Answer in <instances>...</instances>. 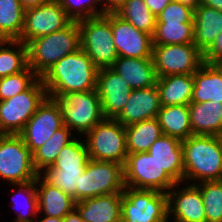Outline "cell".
<instances>
[{"instance_id":"obj_1","label":"cell","mask_w":222,"mask_h":222,"mask_svg":"<svg viewBox=\"0 0 222 222\" xmlns=\"http://www.w3.org/2000/svg\"><path fill=\"white\" fill-rule=\"evenodd\" d=\"M99 69L80 48L64 56L41 77L48 97L60 98L65 93L95 90Z\"/></svg>"},{"instance_id":"obj_2","label":"cell","mask_w":222,"mask_h":222,"mask_svg":"<svg viewBox=\"0 0 222 222\" xmlns=\"http://www.w3.org/2000/svg\"><path fill=\"white\" fill-rule=\"evenodd\" d=\"M184 181L198 183L222 178V143L219 136L191 135L182 141Z\"/></svg>"},{"instance_id":"obj_3","label":"cell","mask_w":222,"mask_h":222,"mask_svg":"<svg viewBox=\"0 0 222 222\" xmlns=\"http://www.w3.org/2000/svg\"><path fill=\"white\" fill-rule=\"evenodd\" d=\"M28 66L41 78L64 56L81 48L80 28L73 21L64 29L37 37L27 44Z\"/></svg>"},{"instance_id":"obj_4","label":"cell","mask_w":222,"mask_h":222,"mask_svg":"<svg viewBox=\"0 0 222 222\" xmlns=\"http://www.w3.org/2000/svg\"><path fill=\"white\" fill-rule=\"evenodd\" d=\"M80 28L81 49L98 68H110L119 57L113 41L111 13L77 21Z\"/></svg>"},{"instance_id":"obj_5","label":"cell","mask_w":222,"mask_h":222,"mask_svg":"<svg viewBox=\"0 0 222 222\" xmlns=\"http://www.w3.org/2000/svg\"><path fill=\"white\" fill-rule=\"evenodd\" d=\"M86 136L90 159L125 165L128 156L125 126L116 119L104 118Z\"/></svg>"},{"instance_id":"obj_6","label":"cell","mask_w":222,"mask_h":222,"mask_svg":"<svg viewBox=\"0 0 222 222\" xmlns=\"http://www.w3.org/2000/svg\"><path fill=\"white\" fill-rule=\"evenodd\" d=\"M47 97V90L38 78L26 91L0 101V134L19 135Z\"/></svg>"},{"instance_id":"obj_7","label":"cell","mask_w":222,"mask_h":222,"mask_svg":"<svg viewBox=\"0 0 222 222\" xmlns=\"http://www.w3.org/2000/svg\"><path fill=\"white\" fill-rule=\"evenodd\" d=\"M58 102L64 125L72 131L86 134L105 117L97 90L65 93Z\"/></svg>"},{"instance_id":"obj_8","label":"cell","mask_w":222,"mask_h":222,"mask_svg":"<svg viewBox=\"0 0 222 222\" xmlns=\"http://www.w3.org/2000/svg\"><path fill=\"white\" fill-rule=\"evenodd\" d=\"M33 153L20 135L0 134V178L14 184L36 180Z\"/></svg>"},{"instance_id":"obj_9","label":"cell","mask_w":222,"mask_h":222,"mask_svg":"<svg viewBox=\"0 0 222 222\" xmlns=\"http://www.w3.org/2000/svg\"><path fill=\"white\" fill-rule=\"evenodd\" d=\"M167 193L125 186L121 222H168Z\"/></svg>"},{"instance_id":"obj_10","label":"cell","mask_w":222,"mask_h":222,"mask_svg":"<svg viewBox=\"0 0 222 222\" xmlns=\"http://www.w3.org/2000/svg\"><path fill=\"white\" fill-rule=\"evenodd\" d=\"M124 188L123 165L89 159L85 171L80 175L76 202L100 195L123 192Z\"/></svg>"},{"instance_id":"obj_11","label":"cell","mask_w":222,"mask_h":222,"mask_svg":"<svg viewBox=\"0 0 222 222\" xmlns=\"http://www.w3.org/2000/svg\"><path fill=\"white\" fill-rule=\"evenodd\" d=\"M152 60L157 77L193 74L204 63L203 53L194 43L153 44Z\"/></svg>"},{"instance_id":"obj_12","label":"cell","mask_w":222,"mask_h":222,"mask_svg":"<svg viewBox=\"0 0 222 222\" xmlns=\"http://www.w3.org/2000/svg\"><path fill=\"white\" fill-rule=\"evenodd\" d=\"M123 171L124 185L135 189L167 193L176 184L147 152L128 154Z\"/></svg>"},{"instance_id":"obj_13","label":"cell","mask_w":222,"mask_h":222,"mask_svg":"<svg viewBox=\"0 0 222 222\" xmlns=\"http://www.w3.org/2000/svg\"><path fill=\"white\" fill-rule=\"evenodd\" d=\"M72 22L59 1L51 0L40 6L25 9L22 33L18 40L27 44L37 37L60 31Z\"/></svg>"},{"instance_id":"obj_14","label":"cell","mask_w":222,"mask_h":222,"mask_svg":"<svg viewBox=\"0 0 222 222\" xmlns=\"http://www.w3.org/2000/svg\"><path fill=\"white\" fill-rule=\"evenodd\" d=\"M64 126L62 112L55 99L47 97L19 134L34 153Z\"/></svg>"},{"instance_id":"obj_15","label":"cell","mask_w":222,"mask_h":222,"mask_svg":"<svg viewBox=\"0 0 222 222\" xmlns=\"http://www.w3.org/2000/svg\"><path fill=\"white\" fill-rule=\"evenodd\" d=\"M113 41L119 57H152L153 37L136 29L116 13H111Z\"/></svg>"},{"instance_id":"obj_16","label":"cell","mask_w":222,"mask_h":222,"mask_svg":"<svg viewBox=\"0 0 222 222\" xmlns=\"http://www.w3.org/2000/svg\"><path fill=\"white\" fill-rule=\"evenodd\" d=\"M96 90L104 117L112 119L122 112L132 91L125 79L111 67L99 69Z\"/></svg>"},{"instance_id":"obj_17","label":"cell","mask_w":222,"mask_h":222,"mask_svg":"<svg viewBox=\"0 0 222 222\" xmlns=\"http://www.w3.org/2000/svg\"><path fill=\"white\" fill-rule=\"evenodd\" d=\"M180 183H176L167 192L168 217L174 215L173 222H206V213L200 189L195 184L174 190Z\"/></svg>"},{"instance_id":"obj_18","label":"cell","mask_w":222,"mask_h":222,"mask_svg":"<svg viewBox=\"0 0 222 222\" xmlns=\"http://www.w3.org/2000/svg\"><path fill=\"white\" fill-rule=\"evenodd\" d=\"M161 104L156 86L132 90L127 104L115 118L122 126L157 118Z\"/></svg>"},{"instance_id":"obj_19","label":"cell","mask_w":222,"mask_h":222,"mask_svg":"<svg viewBox=\"0 0 222 222\" xmlns=\"http://www.w3.org/2000/svg\"><path fill=\"white\" fill-rule=\"evenodd\" d=\"M147 153L176 183L184 182L182 141L163 134L151 145Z\"/></svg>"},{"instance_id":"obj_20","label":"cell","mask_w":222,"mask_h":222,"mask_svg":"<svg viewBox=\"0 0 222 222\" xmlns=\"http://www.w3.org/2000/svg\"><path fill=\"white\" fill-rule=\"evenodd\" d=\"M75 208L85 222H121L122 192L83 199Z\"/></svg>"},{"instance_id":"obj_21","label":"cell","mask_w":222,"mask_h":222,"mask_svg":"<svg viewBox=\"0 0 222 222\" xmlns=\"http://www.w3.org/2000/svg\"><path fill=\"white\" fill-rule=\"evenodd\" d=\"M111 68L125 79L132 90L156 86L158 77L152 57H118Z\"/></svg>"},{"instance_id":"obj_22","label":"cell","mask_w":222,"mask_h":222,"mask_svg":"<svg viewBox=\"0 0 222 222\" xmlns=\"http://www.w3.org/2000/svg\"><path fill=\"white\" fill-rule=\"evenodd\" d=\"M194 85L191 103H222V70L217 64L203 63L193 73Z\"/></svg>"},{"instance_id":"obj_23","label":"cell","mask_w":222,"mask_h":222,"mask_svg":"<svg viewBox=\"0 0 222 222\" xmlns=\"http://www.w3.org/2000/svg\"><path fill=\"white\" fill-rule=\"evenodd\" d=\"M42 175L39 174L36 178L39 213L43 211L44 216L63 219L75 208V201L58 187L48 183Z\"/></svg>"},{"instance_id":"obj_24","label":"cell","mask_w":222,"mask_h":222,"mask_svg":"<svg viewBox=\"0 0 222 222\" xmlns=\"http://www.w3.org/2000/svg\"><path fill=\"white\" fill-rule=\"evenodd\" d=\"M222 32V12L200 4L194 10V44L204 54Z\"/></svg>"},{"instance_id":"obj_25","label":"cell","mask_w":222,"mask_h":222,"mask_svg":"<svg viewBox=\"0 0 222 222\" xmlns=\"http://www.w3.org/2000/svg\"><path fill=\"white\" fill-rule=\"evenodd\" d=\"M188 107L193 135L219 136L222 133V103H190Z\"/></svg>"},{"instance_id":"obj_26","label":"cell","mask_w":222,"mask_h":222,"mask_svg":"<svg viewBox=\"0 0 222 222\" xmlns=\"http://www.w3.org/2000/svg\"><path fill=\"white\" fill-rule=\"evenodd\" d=\"M193 74H176L158 77L156 87L161 106L189 105L191 103Z\"/></svg>"},{"instance_id":"obj_27","label":"cell","mask_w":222,"mask_h":222,"mask_svg":"<svg viewBox=\"0 0 222 222\" xmlns=\"http://www.w3.org/2000/svg\"><path fill=\"white\" fill-rule=\"evenodd\" d=\"M157 119L164 135L177 138L180 141L193 135L188 105L161 106Z\"/></svg>"},{"instance_id":"obj_28","label":"cell","mask_w":222,"mask_h":222,"mask_svg":"<svg viewBox=\"0 0 222 222\" xmlns=\"http://www.w3.org/2000/svg\"><path fill=\"white\" fill-rule=\"evenodd\" d=\"M128 154L147 152L163 133L158 119L135 122L125 126Z\"/></svg>"},{"instance_id":"obj_29","label":"cell","mask_w":222,"mask_h":222,"mask_svg":"<svg viewBox=\"0 0 222 222\" xmlns=\"http://www.w3.org/2000/svg\"><path fill=\"white\" fill-rule=\"evenodd\" d=\"M25 8L19 0H0V40H18L24 24Z\"/></svg>"},{"instance_id":"obj_30","label":"cell","mask_w":222,"mask_h":222,"mask_svg":"<svg viewBox=\"0 0 222 222\" xmlns=\"http://www.w3.org/2000/svg\"><path fill=\"white\" fill-rule=\"evenodd\" d=\"M72 132L64 125L33 153V162L38 174H41L43 169L52 166L60 151L75 139V137H70L73 134Z\"/></svg>"},{"instance_id":"obj_31","label":"cell","mask_w":222,"mask_h":222,"mask_svg":"<svg viewBox=\"0 0 222 222\" xmlns=\"http://www.w3.org/2000/svg\"><path fill=\"white\" fill-rule=\"evenodd\" d=\"M15 46L18 48L15 49ZM27 67L26 44L20 40H0V78L20 73Z\"/></svg>"},{"instance_id":"obj_32","label":"cell","mask_w":222,"mask_h":222,"mask_svg":"<svg viewBox=\"0 0 222 222\" xmlns=\"http://www.w3.org/2000/svg\"><path fill=\"white\" fill-rule=\"evenodd\" d=\"M115 13L132 24L136 29L153 37L157 20L144 0H126Z\"/></svg>"},{"instance_id":"obj_33","label":"cell","mask_w":222,"mask_h":222,"mask_svg":"<svg viewBox=\"0 0 222 222\" xmlns=\"http://www.w3.org/2000/svg\"><path fill=\"white\" fill-rule=\"evenodd\" d=\"M194 43V23H156L153 44Z\"/></svg>"},{"instance_id":"obj_34","label":"cell","mask_w":222,"mask_h":222,"mask_svg":"<svg viewBox=\"0 0 222 222\" xmlns=\"http://www.w3.org/2000/svg\"><path fill=\"white\" fill-rule=\"evenodd\" d=\"M86 167L78 168H46L43 178L53 186L70 195L76 202V191L79 189L80 175Z\"/></svg>"},{"instance_id":"obj_35","label":"cell","mask_w":222,"mask_h":222,"mask_svg":"<svg viewBox=\"0 0 222 222\" xmlns=\"http://www.w3.org/2000/svg\"><path fill=\"white\" fill-rule=\"evenodd\" d=\"M193 184L200 189L206 222H222V182L218 180Z\"/></svg>"},{"instance_id":"obj_36","label":"cell","mask_w":222,"mask_h":222,"mask_svg":"<svg viewBox=\"0 0 222 222\" xmlns=\"http://www.w3.org/2000/svg\"><path fill=\"white\" fill-rule=\"evenodd\" d=\"M82 139H74L58 154L55 162L48 168H78L86 167L89 154L86 143Z\"/></svg>"},{"instance_id":"obj_37","label":"cell","mask_w":222,"mask_h":222,"mask_svg":"<svg viewBox=\"0 0 222 222\" xmlns=\"http://www.w3.org/2000/svg\"><path fill=\"white\" fill-rule=\"evenodd\" d=\"M38 78L29 66L20 73L0 78V101L26 91Z\"/></svg>"},{"instance_id":"obj_38","label":"cell","mask_w":222,"mask_h":222,"mask_svg":"<svg viewBox=\"0 0 222 222\" xmlns=\"http://www.w3.org/2000/svg\"><path fill=\"white\" fill-rule=\"evenodd\" d=\"M17 186L19 187L17 190L18 192L13 195L12 199L14 197L17 198L21 194L23 195L25 193V206L28 208V210H25V212L23 210H20L19 212L17 211V218L14 219V222H34L32 216L37 218V215L39 214L36 180L24 184H17ZM15 200L13 199V205L15 206V209H18L19 205H17L18 203Z\"/></svg>"},{"instance_id":"obj_39","label":"cell","mask_w":222,"mask_h":222,"mask_svg":"<svg viewBox=\"0 0 222 222\" xmlns=\"http://www.w3.org/2000/svg\"><path fill=\"white\" fill-rule=\"evenodd\" d=\"M61 7L73 21L104 16L103 8L97 10L100 0H58Z\"/></svg>"},{"instance_id":"obj_40","label":"cell","mask_w":222,"mask_h":222,"mask_svg":"<svg viewBox=\"0 0 222 222\" xmlns=\"http://www.w3.org/2000/svg\"><path fill=\"white\" fill-rule=\"evenodd\" d=\"M156 23H194V9L171 1L156 17Z\"/></svg>"},{"instance_id":"obj_41","label":"cell","mask_w":222,"mask_h":222,"mask_svg":"<svg viewBox=\"0 0 222 222\" xmlns=\"http://www.w3.org/2000/svg\"><path fill=\"white\" fill-rule=\"evenodd\" d=\"M205 63L217 64L222 60V32L216 37L212 46L203 54Z\"/></svg>"},{"instance_id":"obj_42","label":"cell","mask_w":222,"mask_h":222,"mask_svg":"<svg viewBox=\"0 0 222 222\" xmlns=\"http://www.w3.org/2000/svg\"><path fill=\"white\" fill-rule=\"evenodd\" d=\"M172 0H144L151 12L157 17Z\"/></svg>"},{"instance_id":"obj_43","label":"cell","mask_w":222,"mask_h":222,"mask_svg":"<svg viewBox=\"0 0 222 222\" xmlns=\"http://www.w3.org/2000/svg\"><path fill=\"white\" fill-rule=\"evenodd\" d=\"M103 3L105 13H115L125 3L126 0H100Z\"/></svg>"},{"instance_id":"obj_44","label":"cell","mask_w":222,"mask_h":222,"mask_svg":"<svg viewBox=\"0 0 222 222\" xmlns=\"http://www.w3.org/2000/svg\"><path fill=\"white\" fill-rule=\"evenodd\" d=\"M63 220L64 222H85L76 208L69 212Z\"/></svg>"},{"instance_id":"obj_45","label":"cell","mask_w":222,"mask_h":222,"mask_svg":"<svg viewBox=\"0 0 222 222\" xmlns=\"http://www.w3.org/2000/svg\"><path fill=\"white\" fill-rule=\"evenodd\" d=\"M51 0H19V2L21 3V5L25 8H31V7H37L40 6L42 4L48 3Z\"/></svg>"},{"instance_id":"obj_46","label":"cell","mask_w":222,"mask_h":222,"mask_svg":"<svg viewBox=\"0 0 222 222\" xmlns=\"http://www.w3.org/2000/svg\"><path fill=\"white\" fill-rule=\"evenodd\" d=\"M201 4L222 12V0H201Z\"/></svg>"},{"instance_id":"obj_47","label":"cell","mask_w":222,"mask_h":222,"mask_svg":"<svg viewBox=\"0 0 222 222\" xmlns=\"http://www.w3.org/2000/svg\"><path fill=\"white\" fill-rule=\"evenodd\" d=\"M172 1L187 5L193 8L194 10L201 4V0H172Z\"/></svg>"},{"instance_id":"obj_48","label":"cell","mask_w":222,"mask_h":222,"mask_svg":"<svg viewBox=\"0 0 222 222\" xmlns=\"http://www.w3.org/2000/svg\"><path fill=\"white\" fill-rule=\"evenodd\" d=\"M36 219L37 220L35 222L38 221V218H36ZM38 222H64V220L61 218L45 216L43 219H40Z\"/></svg>"},{"instance_id":"obj_49","label":"cell","mask_w":222,"mask_h":222,"mask_svg":"<svg viewBox=\"0 0 222 222\" xmlns=\"http://www.w3.org/2000/svg\"><path fill=\"white\" fill-rule=\"evenodd\" d=\"M217 65L220 67V69L222 70V60H220Z\"/></svg>"},{"instance_id":"obj_50","label":"cell","mask_w":222,"mask_h":222,"mask_svg":"<svg viewBox=\"0 0 222 222\" xmlns=\"http://www.w3.org/2000/svg\"><path fill=\"white\" fill-rule=\"evenodd\" d=\"M219 138H220L221 143H222V133L219 135Z\"/></svg>"}]
</instances>
